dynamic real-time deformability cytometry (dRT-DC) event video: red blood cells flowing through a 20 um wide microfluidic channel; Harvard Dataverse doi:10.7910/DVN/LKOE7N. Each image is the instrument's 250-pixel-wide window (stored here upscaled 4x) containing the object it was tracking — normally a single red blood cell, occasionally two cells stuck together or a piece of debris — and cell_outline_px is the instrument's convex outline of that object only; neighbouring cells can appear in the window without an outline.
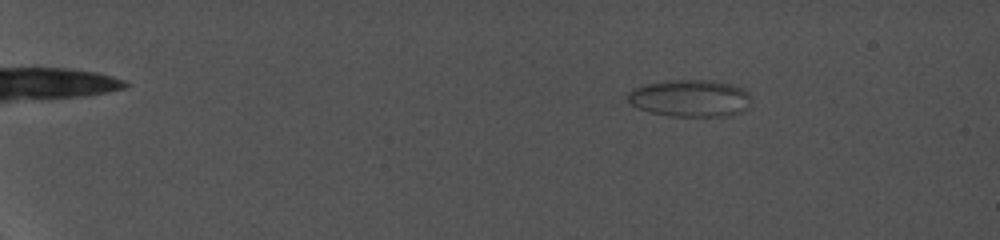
{"species": "common noctule bat (a hibernating species)", "species_latin": "Nyctalus noctula", "temperature_condition": "cold", "stored_images_in_passage": 55, "camera_frame_rate_fps": 5000, "um_per_image_px": 0.085, "animal": {"sex": "female", "body_mass_g": 19.0, "forearm_length_mm": 56.7}, "frame": {"image": 1, "passage_image": 1, "time_ms": 0.0, "image_size_px": [1000, 240], "cell_outline_px": [[748, 108], [744, 112], [728, 116], [672, 116], [652, 112], [640, 108], [632, 104], [628, 100], [628, 92], [632, 88], [644, 84], [672, 80], [708, 80], [732, 84], [744, 88], [748, 92]], "centroid_in_image_um": [58.68, 8.34], "position_along_channel_um": 26.3, "area_um2": 26.65}}
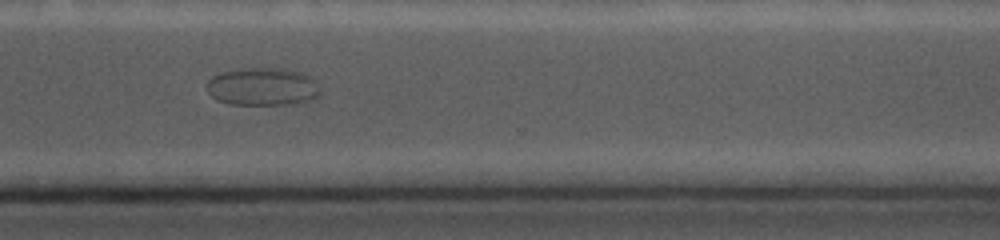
{"frame": {"image": 2, "passage_image": 47, "time_ms": 14.4, "image_size_px": [1000, 240], "cell_outline_px": [[320, 92], [316, 96], [308, 100], [292, 104], [228, 104], [216, 100], [208, 92], [208, 80], [212, 76], [224, 72], [252, 68], [284, 68], [300, 72], [316, 80], [320, 88]], "centroid_in_image_um": [22.33, 7.37], "position_along_channel_um": 348.3, "area_um2": 24.8}}
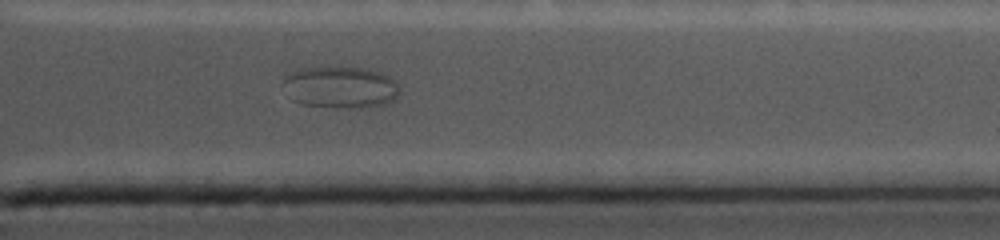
{"frame": {"image": 3, "passage_image": 51, "time_ms": 15.4, "image_size_px": [1000, 240], "cell_outline_px": [[400, 92], [392, 100], [384, 104], [364, 108], [356, 108], [304, 104], [292, 100], [284, 84], [284, 80], [292, 72], [300, 68], [364, 68], [380, 72], [396, 80], [400, 88]], "centroid_in_image_um": [29.0, 7.42], "position_along_channel_um": 382.4, "area_um2": 27.8}}